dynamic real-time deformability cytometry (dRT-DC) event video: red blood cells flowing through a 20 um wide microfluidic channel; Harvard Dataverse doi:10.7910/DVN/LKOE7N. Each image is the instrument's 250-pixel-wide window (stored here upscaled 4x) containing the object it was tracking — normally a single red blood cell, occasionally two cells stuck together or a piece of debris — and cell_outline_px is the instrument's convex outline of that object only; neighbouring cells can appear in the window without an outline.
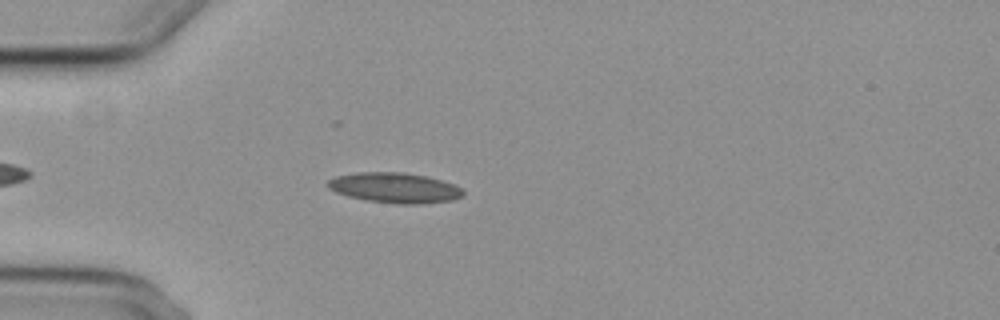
{"species": "common noctule bat (a hibernating species)", "species_latin": "Nyctalus noctula", "temperature_condition": "cold", "stored_images_in_passage": 5, "camera_frame_rate_fps": 3000, "um_per_image_px": 0.085, "animal": {"sex": "female", "body_mass_g": 29.2, "forearm_length_mm": 56.3}, "frame": {"image": 1, "passage_image": 5, "time_ms": 4.667, "image_size_px": [1000, 320], "cell_outline_px": [[464, 196], [452, 200], [420, 204], [396, 204], [368, 200], [348, 196], [336, 192], [328, 188], [324, 184], [328, 180], [336, 176], [356, 172], [404, 172], [424, 176], [440, 180], [452, 184], [460, 188], [464, 192]], "centroid_in_image_um": [33.51, 15.96], "position_along_channel_um": 51.5, "area_um2": 23.81}}